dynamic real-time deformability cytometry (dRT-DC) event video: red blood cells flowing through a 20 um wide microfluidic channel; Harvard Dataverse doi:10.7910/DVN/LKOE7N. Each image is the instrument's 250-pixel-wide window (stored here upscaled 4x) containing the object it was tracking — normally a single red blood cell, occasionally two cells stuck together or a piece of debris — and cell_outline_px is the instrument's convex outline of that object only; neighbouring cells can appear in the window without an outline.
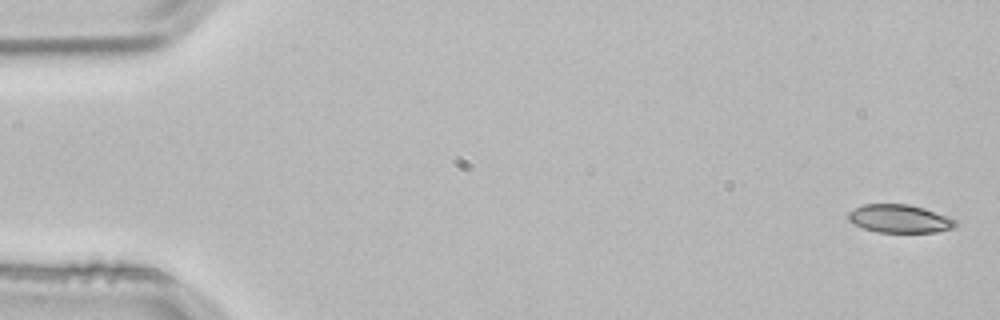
{"species": "common noctule bat (a hibernating species)", "species_latin": "Nyctalus noctula", "temperature_condition": "room temperature", "stored_images_in_passage": 4, "camera_frame_rate_fps": 3000, "um_per_image_px": 0.085, "animal": {"sex": "male", "body_mass_g": 21.5, "forearm_length_mm": 52.0}, "frame": {"image": 1, "passage_image": 1, "time_ms": 0.0, "image_size_px": [1000, 320], "cell_outline_px": [[956, 224], [952, 228], [936, 232], [876, 232], [864, 228], [848, 220], [848, 212], [864, 204], [908, 204], [924, 208], [956, 220]], "centroid_in_image_um": [76.44, 18.59], "position_along_channel_um": 8.6, "area_um2": 17.34}}
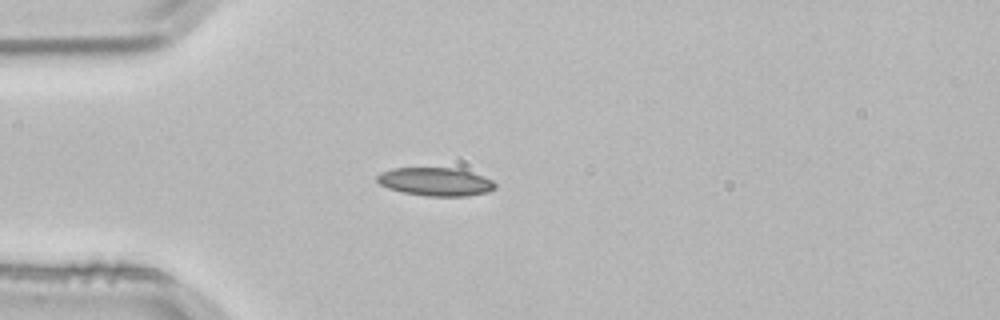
{"frame": {"image": 2, "passage_image": 4, "time_ms": 1.0, "image_size_px": [1000, 320], "cell_outline_px": [[496, 188], [488, 192], [468, 196], [428, 196], [404, 192], [388, 188], [380, 184], [376, 180], [376, 176], [380, 172], [392, 168], [460, 168], [484, 176], [492, 180], [496, 184]], "centroid_in_image_um": [37.04, 15.44], "position_along_channel_um": 48.0, "area_um2": 19.59}}